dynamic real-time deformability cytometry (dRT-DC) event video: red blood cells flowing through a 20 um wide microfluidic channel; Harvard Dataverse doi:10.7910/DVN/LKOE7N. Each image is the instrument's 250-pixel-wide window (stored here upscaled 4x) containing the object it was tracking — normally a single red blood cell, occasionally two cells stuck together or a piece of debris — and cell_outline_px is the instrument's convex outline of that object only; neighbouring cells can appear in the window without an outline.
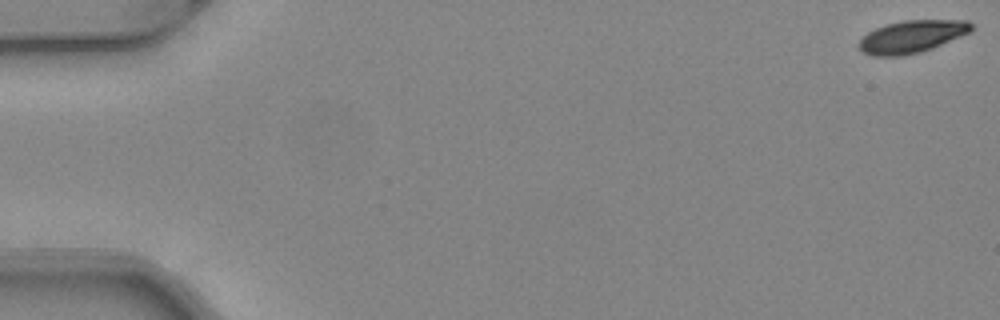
{"species": "common noctule bat (a hibernating species)", "species_latin": "Nyctalus noctula", "temperature_condition": "warm", "stored_images_in_passage": 51, "camera_frame_rate_fps": 3000, "um_per_image_px": 0.085, "animal": {"sex": "female", "body_mass_g": 24.6, "forearm_length_mm": 56.2}, "frame": {"image": 1, "passage_image": 1, "time_ms": 0.0, "image_size_px": [1000, 320], "cell_outline_px": [[972, 32], [932, 48], [920, 52], [900, 56], [872, 56], [864, 52], [860, 48], [860, 40], [868, 32], [876, 28], [888, 24], [904, 20], [968, 20], [972, 24]], "centroid_in_image_um": [77.55, 3.1], "position_along_channel_um": 7.5, "area_um2": 21.1}}
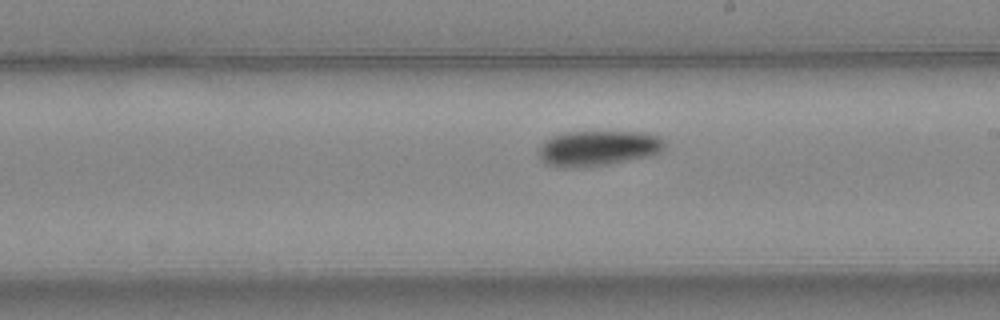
{"frame": {"image": 2, "passage_image": 30, "time_ms": 9.667, "image_size_px": [1000, 320], "cell_outline_px": [[664, 148], [660, 152], [652, 156], [608, 164], [584, 168], [564, 168], [544, 164], [540, 160], [536, 152], [544, 140], [552, 136], [564, 132], [640, 132], [660, 136], [664, 140]], "centroid_in_image_um": [50.78, 12.62], "position_along_channel_um": 238.2, "area_um2": 26.47}}
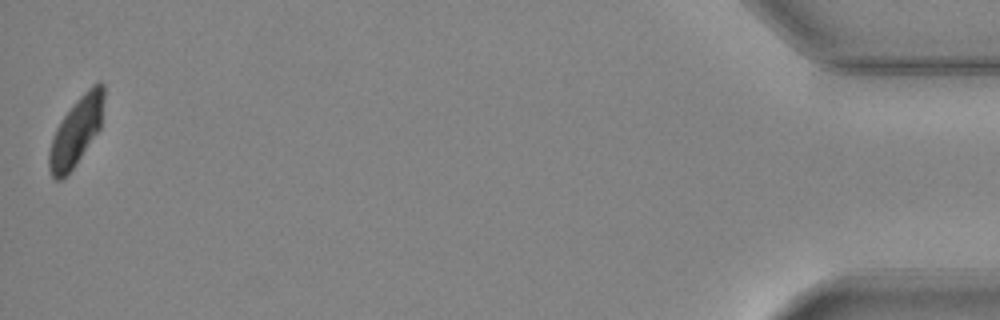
{"frame": {"image": 3, "passage_image": 51, "time_ms": 16.667, "image_size_px": [1000, 320], "cell_outline_px": [[104, 100], [100, 128], [72, 168], [60, 180], [56, 180], [52, 176], [48, 168], [48, 152], [52, 136], [60, 120], [76, 100], [92, 84], [100, 80], [104, 84]], "centroid_in_image_um": [6.46, 11.12], "position_along_channel_um": 428.7, "area_um2": 21.62}, "authors_computed_cell_mechanics": {"area_um2": 23.3512, "velocity_mm_per_s": 4.0772, "shape_relaxation_time_tau1_ms": 3.1316, "shape_relaxation_time_tau2_ms": null, "deformation_change_tau1": 0.1202, "deformation_change_tau2": null}}